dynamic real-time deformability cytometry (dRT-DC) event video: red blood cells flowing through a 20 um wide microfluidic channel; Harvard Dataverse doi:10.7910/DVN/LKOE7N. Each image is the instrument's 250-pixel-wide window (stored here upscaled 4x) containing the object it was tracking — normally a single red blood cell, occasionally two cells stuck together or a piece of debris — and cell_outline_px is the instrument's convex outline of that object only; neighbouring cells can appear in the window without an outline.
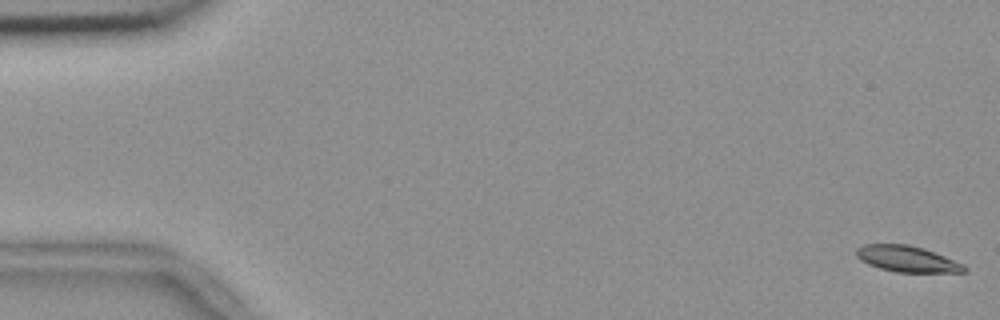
{"species": "common noctule bat (a hibernating species)", "species_latin": "Nyctalus noctula", "temperature_condition": "room temperature", "stored_images_in_passage": 54, "camera_frame_rate_fps": 3000, "um_per_image_px": 0.085, "animal": {"sex": "female", "body_mass_g": 18.4}, "frame": {"image": 1, "passage_image": 1, "time_ms": 0.0, "image_size_px": [1000, 320], "cell_outline_px": [[968, 272], [896, 272], [880, 268], [868, 264], [860, 260], [856, 256], [856, 248], [864, 244], [908, 244], [924, 248], [964, 264], [968, 268]], "centroid_in_image_um": [77.11, 22.0], "position_along_channel_um": 7.9, "area_um2": 16.47}}
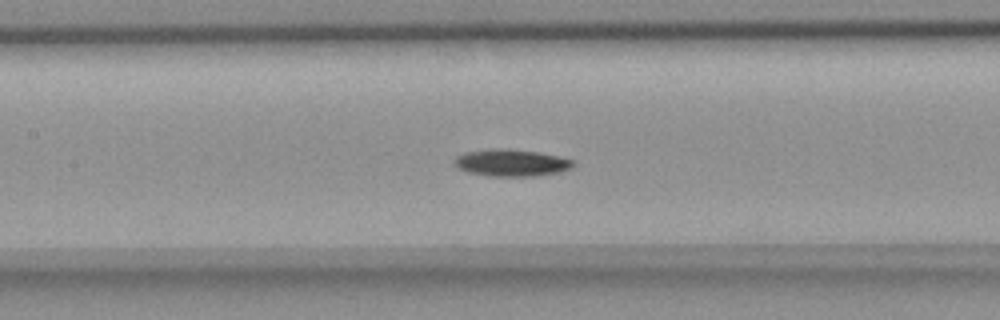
{"frame": {"image": 2, "passage_image": 26, "time_ms": 8.333, "image_size_px": [1000, 320], "cell_outline_px": [[576, 164], [572, 168], [560, 172], [536, 176], [492, 176], [468, 172], [452, 164], [452, 160], [456, 156], [468, 152], [540, 152], [560, 156], [572, 160]], "centroid_in_image_um": [43.55, 13.9], "position_along_channel_um": 163.9, "area_um2": 17.63}}
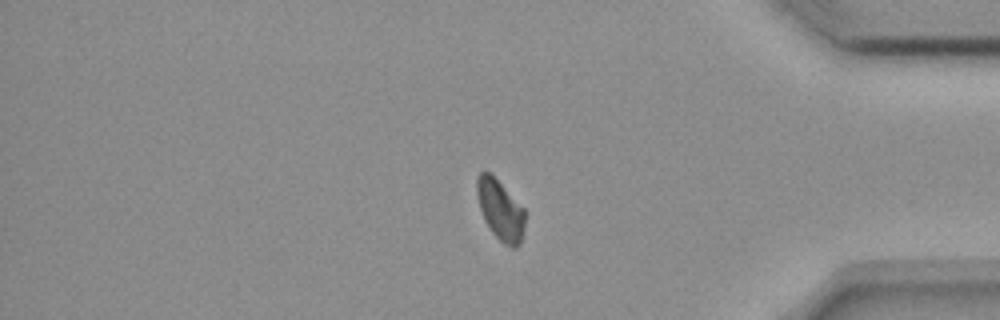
{"frame": {"image": 3, "passage_image": 47, "time_ms": 15.333, "image_size_px": [1000, 320], "cell_outline_px": [[524, 232], [520, 244], [516, 248], [512, 248], [504, 244], [492, 232], [484, 220], [480, 208], [476, 192], [476, 180], [480, 172], [484, 168], [524, 208]], "centroid_in_image_um": [42.52, 17.87], "position_along_channel_um": 392.7, "area_um2": 16.7}, "authors_computed_cell_mechanics": {"area_um2": 17.629, "velocity_mm_per_s": 3.633, "shape_relaxation_time_tau1_ms": 7.3797, "shape_relaxation_time_tau2_ms": null, "deformation_change_tau1": 0.1649, "deformation_change_tau2": null}}